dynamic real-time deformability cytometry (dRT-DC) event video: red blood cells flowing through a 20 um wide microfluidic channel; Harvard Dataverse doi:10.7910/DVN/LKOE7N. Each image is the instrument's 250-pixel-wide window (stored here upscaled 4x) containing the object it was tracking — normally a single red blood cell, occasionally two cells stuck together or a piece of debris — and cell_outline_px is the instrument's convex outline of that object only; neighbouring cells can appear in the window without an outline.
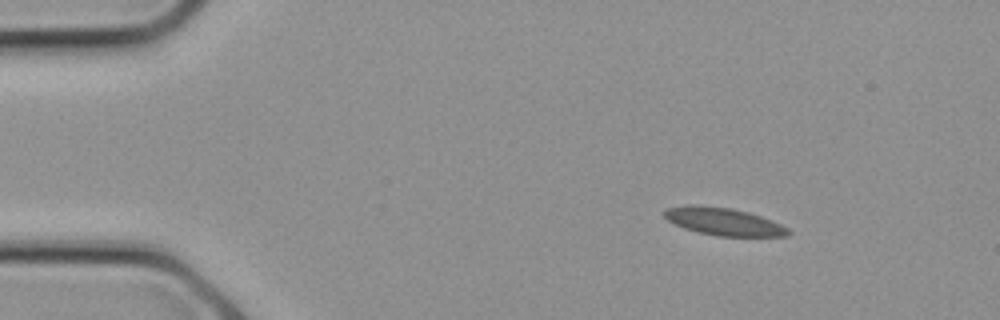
{"species": "common noctule bat (a hibernating species)", "species_latin": "Nyctalus noctula", "temperature_condition": "cold", "stored_images_in_passage": 6, "camera_frame_rate_fps": 3000, "um_per_image_px": 0.085, "animal": {"sex": "female", "body_mass_g": 21.9}, "frame": {"image": 1, "passage_image": 1, "time_ms": 0.0, "image_size_px": [1000, 320], "cell_outline_px": [[792, 232], [788, 236], [720, 236], [700, 232], [684, 228], [668, 220], [664, 216], [664, 208], [688, 204], [696, 204], [732, 208], [748, 212], [760, 216], [780, 224], [788, 228]], "centroid_in_image_um": [61.49, 18.81], "position_along_channel_um": 23.5, "area_um2": 19.88}}